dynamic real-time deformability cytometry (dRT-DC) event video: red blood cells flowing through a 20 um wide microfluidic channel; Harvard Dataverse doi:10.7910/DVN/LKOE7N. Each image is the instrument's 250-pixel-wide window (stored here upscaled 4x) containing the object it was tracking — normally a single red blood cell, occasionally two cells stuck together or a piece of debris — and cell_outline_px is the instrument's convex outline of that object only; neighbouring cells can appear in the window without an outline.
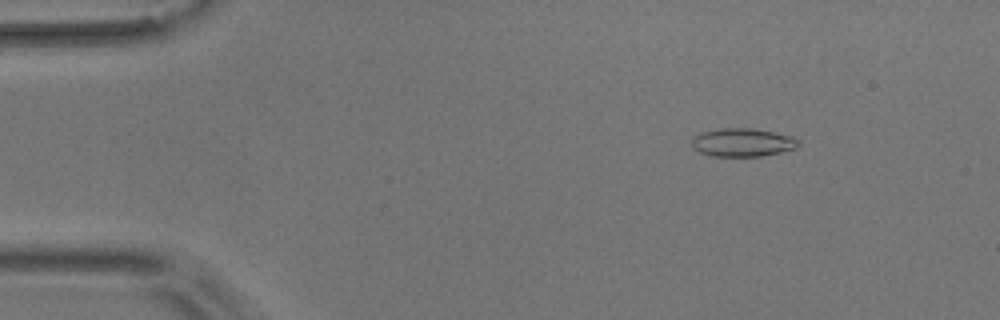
{"species": "common noctule bat (a hibernating species)", "species_latin": "Nyctalus noctula", "temperature_condition": "room temperature", "stored_images_in_passage": 4, "camera_frame_rate_fps": 3000, "um_per_image_px": 0.085, "animal": {"sex": "male", "body_mass_g": 17.9}, "frame": {"image": 1, "passage_image": 2, "time_ms": 1.333, "image_size_px": [1000, 320], "cell_outline_px": [[800, 144], [796, 148], [780, 152], [760, 156], [712, 156], [700, 152], [692, 144], [692, 140], [700, 132], [720, 128], [752, 128], [792, 136], [800, 140]], "centroid_in_image_um": [63.15, 12.1], "position_along_channel_um": 21.9, "area_um2": 17.46}}